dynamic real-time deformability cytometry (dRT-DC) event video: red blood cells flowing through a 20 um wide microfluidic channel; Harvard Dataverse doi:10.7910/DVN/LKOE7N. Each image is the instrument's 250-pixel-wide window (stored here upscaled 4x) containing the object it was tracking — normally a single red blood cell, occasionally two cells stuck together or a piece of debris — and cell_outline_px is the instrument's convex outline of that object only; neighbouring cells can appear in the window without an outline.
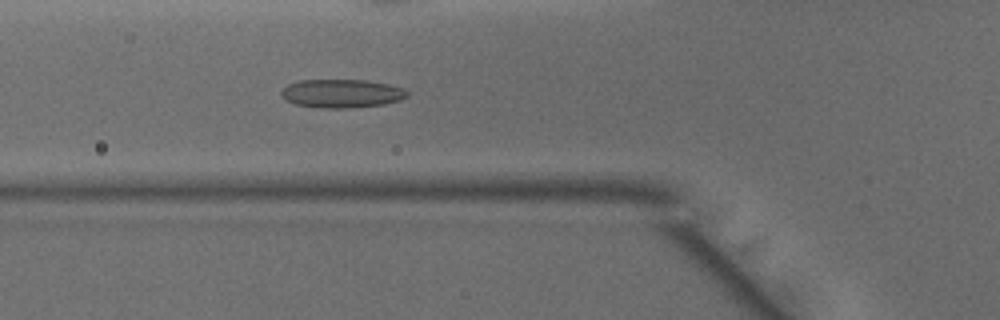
{"species": "common noctule bat (a hibernating species)", "species_latin": "Nyctalus noctula", "temperature_condition": "warm", "stored_images_in_passage": 30, "camera_frame_rate_fps": 3000, "um_per_image_px": 0.085, "animal": {"sex": "male", "body_mass_g": 15.6}, "frame": {"image": 1, "passage_image": 7, "time_ms": 2.0, "image_size_px": [1000, 320], "cell_outline_px": [[408, 96], [400, 100], [384, 104], [352, 108], [320, 108], [296, 104], [284, 100], [280, 96], [280, 92], [288, 84], [300, 80], [368, 80], [388, 84], [404, 88], [408, 92]], "centroid_in_image_um": [29.04, 7.95], "position_along_channel_um": 96.8, "area_um2": 21.1}}
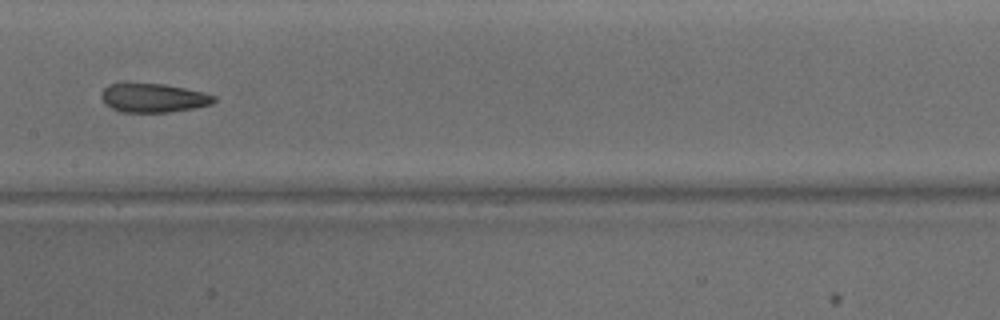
{"frame": {"image": 2, "passage_image": 14, "time_ms": 4.333, "image_size_px": [1000, 320], "cell_outline_px": [[216, 100], [212, 104], [196, 108], [168, 112], [120, 112], [104, 104], [100, 96], [104, 88], [108, 84], [164, 84], [184, 88], [216, 96]], "centroid_in_image_um": [13.02, 8.34], "position_along_channel_um": 194.4, "area_um2": 18.84}}
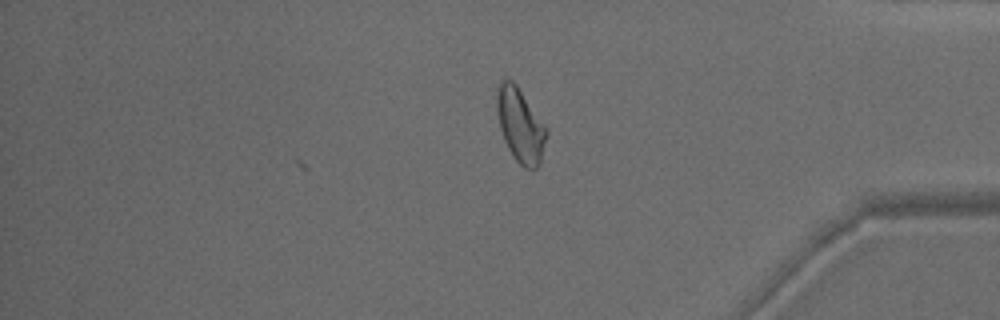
{"frame": {"image": 3, "passage_image": 30, "time_ms": 9.667, "image_size_px": [1000, 320], "cell_outline_px": [[548, 132], [540, 164], [536, 168], [524, 168], [512, 156], [504, 140], [500, 128], [496, 108], [496, 92], [500, 80], [512, 80], [516, 84], [548, 128]], "centroid_in_image_um": [44.23, 10.64], "position_along_channel_um": 391.0, "area_um2": 21.5}, "authors_computed_cell_mechanics": {"area_um2": 19.4208, "velocity_mm_per_s": 4.1623, "shape_relaxation_time_tau1_ms": 5.4291, "shape_relaxation_time_tau2_ms": 2.0633, "deformation_change_tau1": 0.1629, "deformation_change_tau2": 0.102}}